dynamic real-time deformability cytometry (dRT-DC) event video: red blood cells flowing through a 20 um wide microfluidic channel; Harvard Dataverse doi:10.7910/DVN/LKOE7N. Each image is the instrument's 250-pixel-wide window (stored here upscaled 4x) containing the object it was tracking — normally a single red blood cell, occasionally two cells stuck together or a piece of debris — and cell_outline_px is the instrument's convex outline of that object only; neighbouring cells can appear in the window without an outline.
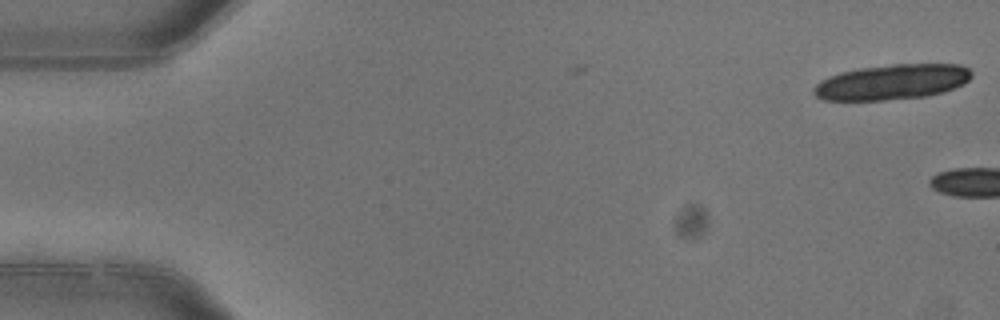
{"species": "common noctule bat (a hibernating species)", "species_latin": "Nyctalus noctula", "temperature_condition": "warm", "stored_images_in_passage": 2, "camera_frame_rate_fps": 3000, "um_per_image_px": 0.085, "animal": {"sex": "female"}, "frame": {"image": 1, "passage_image": 2, "time_ms": 0.333, "image_size_px": [1000, 320], "cell_outline_px": [[972, 76], [964, 84], [940, 92], [924, 96], [884, 100], [824, 100], [816, 96], [812, 92], [812, 88], [820, 80], [828, 76], [840, 72], [860, 68], [892, 64], [960, 64], [968, 68], [972, 72]], "centroid_in_image_um": [75.78, 6.96], "position_along_channel_um": 9.2, "area_um2": 32.37}}